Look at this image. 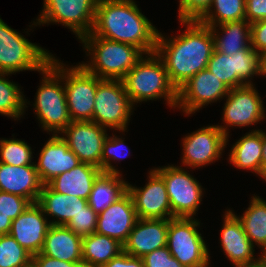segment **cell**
I'll list each match as a JSON object with an SVG mask.
<instances>
[{
    "label": "cell",
    "mask_w": 266,
    "mask_h": 267,
    "mask_svg": "<svg viewBox=\"0 0 266 267\" xmlns=\"http://www.w3.org/2000/svg\"><path fill=\"white\" fill-rule=\"evenodd\" d=\"M179 22L186 29L171 37L158 32L155 51L163 60L169 79L177 90L191 77L207 68L214 51L210 27L197 20Z\"/></svg>",
    "instance_id": "cell-1"
},
{
    "label": "cell",
    "mask_w": 266,
    "mask_h": 267,
    "mask_svg": "<svg viewBox=\"0 0 266 267\" xmlns=\"http://www.w3.org/2000/svg\"><path fill=\"white\" fill-rule=\"evenodd\" d=\"M134 0H98L91 34L131 44L144 54L156 51L159 30Z\"/></svg>",
    "instance_id": "cell-2"
},
{
    "label": "cell",
    "mask_w": 266,
    "mask_h": 267,
    "mask_svg": "<svg viewBox=\"0 0 266 267\" xmlns=\"http://www.w3.org/2000/svg\"><path fill=\"white\" fill-rule=\"evenodd\" d=\"M122 82L133 106L162 98L170 108L176 109L178 90L171 83L165 64L156 52L144 54Z\"/></svg>",
    "instance_id": "cell-3"
},
{
    "label": "cell",
    "mask_w": 266,
    "mask_h": 267,
    "mask_svg": "<svg viewBox=\"0 0 266 267\" xmlns=\"http://www.w3.org/2000/svg\"><path fill=\"white\" fill-rule=\"evenodd\" d=\"M79 42L86 50V57H89V61H85L87 63L82 61L79 64L100 79L122 80L144 55L131 44L96 37L91 33Z\"/></svg>",
    "instance_id": "cell-4"
},
{
    "label": "cell",
    "mask_w": 266,
    "mask_h": 267,
    "mask_svg": "<svg viewBox=\"0 0 266 267\" xmlns=\"http://www.w3.org/2000/svg\"><path fill=\"white\" fill-rule=\"evenodd\" d=\"M39 73L42 79L32 104L34 114L43 131L58 135L72 122L63 77L49 63Z\"/></svg>",
    "instance_id": "cell-5"
},
{
    "label": "cell",
    "mask_w": 266,
    "mask_h": 267,
    "mask_svg": "<svg viewBox=\"0 0 266 267\" xmlns=\"http://www.w3.org/2000/svg\"><path fill=\"white\" fill-rule=\"evenodd\" d=\"M62 77L69 115L72 121H91L98 83L102 80L79 63L70 67L52 55L48 62Z\"/></svg>",
    "instance_id": "cell-6"
},
{
    "label": "cell",
    "mask_w": 266,
    "mask_h": 267,
    "mask_svg": "<svg viewBox=\"0 0 266 267\" xmlns=\"http://www.w3.org/2000/svg\"><path fill=\"white\" fill-rule=\"evenodd\" d=\"M52 55L37 43L30 42L0 18L1 73L16 74L29 70L40 72Z\"/></svg>",
    "instance_id": "cell-7"
},
{
    "label": "cell",
    "mask_w": 266,
    "mask_h": 267,
    "mask_svg": "<svg viewBox=\"0 0 266 267\" xmlns=\"http://www.w3.org/2000/svg\"><path fill=\"white\" fill-rule=\"evenodd\" d=\"M200 223L195 217L169 219L167 247L185 267H208L211 263L209 248L198 230Z\"/></svg>",
    "instance_id": "cell-8"
},
{
    "label": "cell",
    "mask_w": 266,
    "mask_h": 267,
    "mask_svg": "<svg viewBox=\"0 0 266 267\" xmlns=\"http://www.w3.org/2000/svg\"><path fill=\"white\" fill-rule=\"evenodd\" d=\"M133 109L135 108L125 91L122 80L102 79L97 85L91 121L123 134L127 132Z\"/></svg>",
    "instance_id": "cell-9"
},
{
    "label": "cell",
    "mask_w": 266,
    "mask_h": 267,
    "mask_svg": "<svg viewBox=\"0 0 266 267\" xmlns=\"http://www.w3.org/2000/svg\"><path fill=\"white\" fill-rule=\"evenodd\" d=\"M97 1L43 0V9L40 15H38L29 27L33 29L39 25L60 23L62 26L70 29L80 40L92 31Z\"/></svg>",
    "instance_id": "cell-10"
},
{
    "label": "cell",
    "mask_w": 266,
    "mask_h": 267,
    "mask_svg": "<svg viewBox=\"0 0 266 267\" xmlns=\"http://www.w3.org/2000/svg\"><path fill=\"white\" fill-rule=\"evenodd\" d=\"M153 169L165 181L172 216L194 218L205 192L199 181L182 166L168 164V166L153 167Z\"/></svg>",
    "instance_id": "cell-11"
},
{
    "label": "cell",
    "mask_w": 266,
    "mask_h": 267,
    "mask_svg": "<svg viewBox=\"0 0 266 267\" xmlns=\"http://www.w3.org/2000/svg\"><path fill=\"white\" fill-rule=\"evenodd\" d=\"M224 100L226 102L223 106V122L216 126L226 135L227 146L230 138L229 127L246 128L261 123L266 119V109L255 84L231 89Z\"/></svg>",
    "instance_id": "cell-12"
},
{
    "label": "cell",
    "mask_w": 266,
    "mask_h": 267,
    "mask_svg": "<svg viewBox=\"0 0 266 267\" xmlns=\"http://www.w3.org/2000/svg\"><path fill=\"white\" fill-rule=\"evenodd\" d=\"M230 90L254 85L252 78L261 75V55L253 48L230 55L213 51L206 68Z\"/></svg>",
    "instance_id": "cell-13"
},
{
    "label": "cell",
    "mask_w": 266,
    "mask_h": 267,
    "mask_svg": "<svg viewBox=\"0 0 266 267\" xmlns=\"http://www.w3.org/2000/svg\"><path fill=\"white\" fill-rule=\"evenodd\" d=\"M181 166L196 169L222 158L226 135L214 124L199 128L182 138Z\"/></svg>",
    "instance_id": "cell-14"
},
{
    "label": "cell",
    "mask_w": 266,
    "mask_h": 267,
    "mask_svg": "<svg viewBox=\"0 0 266 267\" xmlns=\"http://www.w3.org/2000/svg\"><path fill=\"white\" fill-rule=\"evenodd\" d=\"M229 91L216 76L204 69L178 89L176 108L189 117L205 106L223 100Z\"/></svg>",
    "instance_id": "cell-15"
},
{
    "label": "cell",
    "mask_w": 266,
    "mask_h": 267,
    "mask_svg": "<svg viewBox=\"0 0 266 267\" xmlns=\"http://www.w3.org/2000/svg\"><path fill=\"white\" fill-rule=\"evenodd\" d=\"M107 128L92 121H72L60 136L67 142L69 149L82 163L101 169L103 143L107 138Z\"/></svg>",
    "instance_id": "cell-16"
},
{
    "label": "cell",
    "mask_w": 266,
    "mask_h": 267,
    "mask_svg": "<svg viewBox=\"0 0 266 267\" xmlns=\"http://www.w3.org/2000/svg\"><path fill=\"white\" fill-rule=\"evenodd\" d=\"M149 170L148 181L144 187H137L127 182V192L132 197L137 217L171 219L173 218L172 209L165 181L153 168Z\"/></svg>",
    "instance_id": "cell-17"
},
{
    "label": "cell",
    "mask_w": 266,
    "mask_h": 267,
    "mask_svg": "<svg viewBox=\"0 0 266 267\" xmlns=\"http://www.w3.org/2000/svg\"><path fill=\"white\" fill-rule=\"evenodd\" d=\"M51 226L41 206L35 202L12 220L10 235L32 256L39 254L45 242V236Z\"/></svg>",
    "instance_id": "cell-18"
},
{
    "label": "cell",
    "mask_w": 266,
    "mask_h": 267,
    "mask_svg": "<svg viewBox=\"0 0 266 267\" xmlns=\"http://www.w3.org/2000/svg\"><path fill=\"white\" fill-rule=\"evenodd\" d=\"M223 224L220 231L221 250L234 266L252 264L260 257H255V247L244 232L243 225L237 214L231 209L223 212Z\"/></svg>",
    "instance_id": "cell-19"
},
{
    "label": "cell",
    "mask_w": 266,
    "mask_h": 267,
    "mask_svg": "<svg viewBox=\"0 0 266 267\" xmlns=\"http://www.w3.org/2000/svg\"><path fill=\"white\" fill-rule=\"evenodd\" d=\"M137 220L132 197L126 191L104 211L98 213L96 233L124 244Z\"/></svg>",
    "instance_id": "cell-20"
},
{
    "label": "cell",
    "mask_w": 266,
    "mask_h": 267,
    "mask_svg": "<svg viewBox=\"0 0 266 267\" xmlns=\"http://www.w3.org/2000/svg\"><path fill=\"white\" fill-rule=\"evenodd\" d=\"M37 161L34 163L43 185L48 184L56 176L70 171L81 163L60 134H52L49 137L40 150Z\"/></svg>",
    "instance_id": "cell-21"
},
{
    "label": "cell",
    "mask_w": 266,
    "mask_h": 267,
    "mask_svg": "<svg viewBox=\"0 0 266 267\" xmlns=\"http://www.w3.org/2000/svg\"><path fill=\"white\" fill-rule=\"evenodd\" d=\"M169 219H140L136 221L123 251L142 258L146 254L167 246Z\"/></svg>",
    "instance_id": "cell-22"
},
{
    "label": "cell",
    "mask_w": 266,
    "mask_h": 267,
    "mask_svg": "<svg viewBox=\"0 0 266 267\" xmlns=\"http://www.w3.org/2000/svg\"><path fill=\"white\" fill-rule=\"evenodd\" d=\"M42 186L35 163L13 166L0 162V191L19 195L35 203Z\"/></svg>",
    "instance_id": "cell-23"
},
{
    "label": "cell",
    "mask_w": 266,
    "mask_h": 267,
    "mask_svg": "<svg viewBox=\"0 0 266 267\" xmlns=\"http://www.w3.org/2000/svg\"><path fill=\"white\" fill-rule=\"evenodd\" d=\"M37 203L47 217H52L49 220L51 225L66 226L74 215L84 210L88 201L75 195L58 193L46 184L42 186Z\"/></svg>",
    "instance_id": "cell-24"
},
{
    "label": "cell",
    "mask_w": 266,
    "mask_h": 267,
    "mask_svg": "<svg viewBox=\"0 0 266 267\" xmlns=\"http://www.w3.org/2000/svg\"><path fill=\"white\" fill-rule=\"evenodd\" d=\"M263 130L252 129L235 141L227 156L235 168L250 170L262 179Z\"/></svg>",
    "instance_id": "cell-25"
},
{
    "label": "cell",
    "mask_w": 266,
    "mask_h": 267,
    "mask_svg": "<svg viewBox=\"0 0 266 267\" xmlns=\"http://www.w3.org/2000/svg\"><path fill=\"white\" fill-rule=\"evenodd\" d=\"M41 253L67 262H83L82 237L65 225H51Z\"/></svg>",
    "instance_id": "cell-26"
},
{
    "label": "cell",
    "mask_w": 266,
    "mask_h": 267,
    "mask_svg": "<svg viewBox=\"0 0 266 267\" xmlns=\"http://www.w3.org/2000/svg\"><path fill=\"white\" fill-rule=\"evenodd\" d=\"M102 170L88 163H79L70 171L61 173L48 185L56 192L88 200L94 181Z\"/></svg>",
    "instance_id": "cell-27"
},
{
    "label": "cell",
    "mask_w": 266,
    "mask_h": 267,
    "mask_svg": "<svg viewBox=\"0 0 266 267\" xmlns=\"http://www.w3.org/2000/svg\"><path fill=\"white\" fill-rule=\"evenodd\" d=\"M208 27L212 31L214 50L220 53L232 56L238 51L252 48L251 24L246 19Z\"/></svg>",
    "instance_id": "cell-28"
},
{
    "label": "cell",
    "mask_w": 266,
    "mask_h": 267,
    "mask_svg": "<svg viewBox=\"0 0 266 267\" xmlns=\"http://www.w3.org/2000/svg\"><path fill=\"white\" fill-rule=\"evenodd\" d=\"M123 252V244L109 236L92 233L82 237V261L85 267H103Z\"/></svg>",
    "instance_id": "cell-29"
},
{
    "label": "cell",
    "mask_w": 266,
    "mask_h": 267,
    "mask_svg": "<svg viewBox=\"0 0 266 267\" xmlns=\"http://www.w3.org/2000/svg\"><path fill=\"white\" fill-rule=\"evenodd\" d=\"M127 182L122 174L101 173L94 181L88 198L89 206L100 213L127 191Z\"/></svg>",
    "instance_id": "cell-30"
},
{
    "label": "cell",
    "mask_w": 266,
    "mask_h": 267,
    "mask_svg": "<svg viewBox=\"0 0 266 267\" xmlns=\"http://www.w3.org/2000/svg\"><path fill=\"white\" fill-rule=\"evenodd\" d=\"M249 202V207L237 217L252 244L262 250L266 246V200L253 194Z\"/></svg>",
    "instance_id": "cell-31"
},
{
    "label": "cell",
    "mask_w": 266,
    "mask_h": 267,
    "mask_svg": "<svg viewBox=\"0 0 266 267\" xmlns=\"http://www.w3.org/2000/svg\"><path fill=\"white\" fill-rule=\"evenodd\" d=\"M12 74L0 72V114L13 120H20L30 105V101L25 98L21 86L9 80Z\"/></svg>",
    "instance_id": "cell-32"
},
{
    "label": "cell",
    "mask_w": 266,
    "mask_h": 267,
    "mask_svg": "<svg viewBox=\"0 0 266 267\" xmlns=\"http://www.w3.org/2000/svg\"><path fill=\"white\" fill-rule=\"evenodd\" d=\"M245 19V0H212L209 9L197 20L205 26Z\"/></svg>",
    "instance_id": "cell-33"
},
{
    "label": "cell",
    "mask_w": 266,
    "mask_h": 267,
    "mask_svg": "<svg viewBox=\"0 0 266 267\" xmlns=\"http://www.w3.org/2000/svg\"><path fill=\"white\" fill-rule=\"evenodd\" d=\"M12 136L9 139L0 138V162L13 166L34 164V149L25 140Z\"/></svg>",
    "instance_id": "cell-34"
},
{
    "label": "cell",
    "mask_w": 266,
    "mask_h": 267,
    "mask_svg": "<svg viewBox=\"0 0 266 267\" xmlns=\"http://www.w3.org/2000/svg\"><path fill=\"white\" fill-rule=\"evenodd\" d=\"M32 255L10 234L0 235V267H31Z\"/></svg>",
    "instance_id": "cell-35"
},
{
    "label": "cell",
    "mask_w": 266,
    "mask_h": 267,
    "mask_svg": "<svg viewBox=\"0 0 266 267\" xmlns=\"http://www.w3.org/2000/svg\"><path fill=\"white\" fill-rule=\"evenodd\" d=\"M30 205L19 195L0 191V235L10 234L12 220H15Z\"/></svg>",
    "instance_id": "cell-36"
},
{
    "label": "cell",
    "mask_w": 266,
    "mask_h": 267,
    "mask_svg": "<svg viewBox=\"0 0 266 267\" xmlns=\"http://www.w3.org/2000/svg\"><path fill=\"white\" fill-rule=\"evenodd\" d=\"M109 135L110 134H108L103 143L101 170L103 173L122 174L118 168H115L116 166L112 165V160L113 162L115 161V163L117 161L119 163V161L123 160L124 157L126 158V156L128 157L130 155V149H128V146H125V138L117 136L114 134V131L110 136Z\"/></svg>",
    "instance_id": "cell-37"
},
{
    "label": "cell",
    "mask_w": 266,
    "mask_h": 267,
    "mask_svg": "<svg viewBox=\"0 0 266 267\" xmlns=\"http://www.w3.org/2000/svg\"><path fill=\"white\" fill-rule=\"evenodd\" d=\"M98 213L87 204L84 210L74 215L66 225L75 234L84 237L96 232Z\"/></svg>",
    "instance_id": "cell-38"
},
{
    "label": "cell",
    "mask_w": 266,
    "mask_h": 267,
    "mask_svg": "<svg viewBox=\"0 0 266 267\" xmlns=\"http://www.w3.org/2000/svg\"><path fill=\"white\" fill-rule=\"evenodd\" d=\"M178 20H198L210 7L212 0H179Z\"/></svg>",
    "instance_id": "cell-39"
},
{
    "label": "cell",
    "mask_w": 266,
    "mask_h": 267,
    "mask_svg": "<svg viewBox=\"0 0 266 267\" xmlns=\"http://www.w3.org/2000/svg\"><path fill=\"white\" fill-rule=\"evenodd\" d=\"M142 259L145 267H185L171 255L167 246L146 254Z\"/></svg>",
    "instance_id": "cell-40"
},
{
    "label": "cell",
    "mask_w": 266,
    "mask_h": 267,
    "mask_svg": "<svg viewBox=\"0 0 266 267\" xmlns=\"http://www.w3.org/2000/svg\"><path fill=\"white\" fill-rule=\"evenodd\" d=\"M251 47L260 55L266 52V19L251 23Z\"/></svg>",
    "instance_id": "cell-41"
},
{
    "label": "cell",
    "mask_w": 266,
    "mask_h": 267,
    "mask_svg": "<svg viewBox=\"0 0 266 267\" xmlns=\"http://www.w3.org/2000/svg\"><path fill=\"white\" fill-rule=\"evenodd\" d=\"M245 19L250 24L266 19V0H245Z\"/></svg>",
    "instance_id": "cell-42"
},
{
    "label": "cell",
    "mask_w": 266,
    "mask_h": 267,
    "mask_svg": "<svg viewBox=\"0 0 266 267\" xmlns=\"http://www.w3.org/2000/svg\"><path fill=\"white\" fill-rule=\"evenodd\" d=\"M31 267H85L83 262H67L43 255L41 252L32 256Z\"/></svg>",
    "instance_id": "cell-43"
},
{
    "label": "cell",
    "mask_w": 266,
    "mask_h": 267,
    "mask_svg": "<svg viewBox=\"0 0 266 267\" xmlns=\"http://www.w3.org/2000/svg\"><path fill=\"white\" fill-rule=\"evenodd\" d=\"M103 267H145V264L142 258L130 256L123 251Z\"/></svg>",
    "instance_id": "cell-44"
},
{
    "label": "cell",
    "mask_w": 266,
    "mask_h": 267,
    "mask_svg": "<svg viewBox=\"0 0 266 267\" xmlns=\"http://www.w3.org/2000/svg\"><path fill=\"white\" fill-rule=\"evenodd\" d=\"M266 177V132L263 131L262 179Z\"/></svg>",
    "instance_id": "cell-45"
},
{
    "label": "cell",
    "mask_w": 266,
    "mask_h": 267,
    "mask_svg": "<svg viewBox=\"0 0 266 267\" xmlns=\"http://www.w3.org/2000/svg\"><path fill=\"white\" fill-rule=\"evenodd\" d=\"M234 267H266V264L259 259L257 262L252 264L237 265Z\"/></svg>",
    "instance_id": "cell-46"
},
{
    "label": "cell",
    "mask_w": 266,
    "mask_h": 267,
    "mask_svg": "<svg viewBox=\"0 0 266 267\" xmlns=\"http://www.w3.org/2000/svg\"><path fill=\"white\" fill-rule=\"evenodd\" d=\"M261 74H266V52L261 55Z\"/></svg>",
    "instance_id": "cell-47"
},
{
    "label": "cell",
    "mask_w": 266,
    "mask_h": 267,
    "mask_svg": "<svg viewBox=\"0 0 266 267\" xmlns=\"http://www.w3.org/2000/svg\"><path fill=\"white\" fill-rule=\"evenodd\" d=\"M260 252H262L259 253L260 260L266 264V246Z\"/></svg>",
    "instance_id": "cell-48"
}]
</instances>
